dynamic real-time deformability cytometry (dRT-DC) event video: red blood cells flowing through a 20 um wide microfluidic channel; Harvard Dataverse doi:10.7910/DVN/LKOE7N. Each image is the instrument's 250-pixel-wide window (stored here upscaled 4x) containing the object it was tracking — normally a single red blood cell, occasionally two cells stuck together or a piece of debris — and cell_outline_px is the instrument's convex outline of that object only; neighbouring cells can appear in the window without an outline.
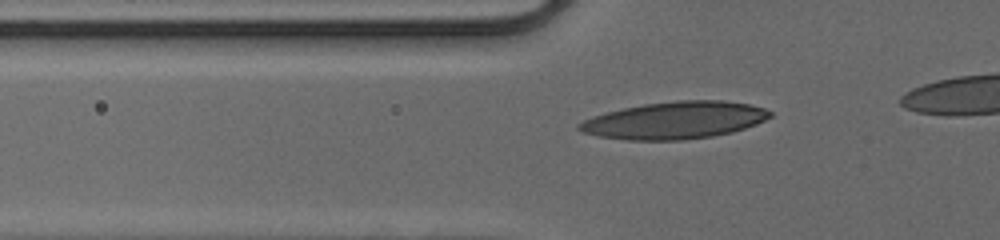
{"species": "human", "species_latin": "Homo sapiens", "temperature_condition": "cold", "stored_images_in_passage": 33, "camera_frame_rate_fps": 3000, "um_per_image_px": 0.085, "donor": {"sex": "male"}, "frame": {"image": 1, "passage_image": 6, "time_ms": 1.667, "image_size_px": [1000, 240], "cell_outline_px": [[772, 116], [756, 124], [732, 132], [712, 136], [684, 140], [628, 140], [600, 136], [584, 132], [576, 128], [576, 124], [592, 116], [624, 108], [644, 104], [676, 100], [720, 100], [748, 104], [764, 108], [772, 112]], "centroid_in_image_um": [57.35, 10.22], "position_along_channel_um": 68.4, "area_um2": 41.21}}
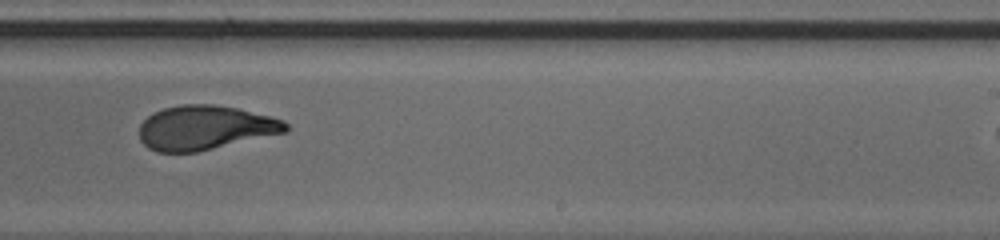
{"frame": {"image": 2, "passage_image": 21, "time_ms": 6.667, "image_size_px": [1000, 240], "cell_outline_px": [[288, 132], [196, 152], [156, 152], [148, 148], [140, 140], [140, 124], [148, 116], [164, 108], [180, 104], [212, 104], [236, 108], [284, 120], [288, 124]], "centroid_in_image_um": [17.43, 10.86], "position_along_channel_um": 271.6, "area_um2": 37.69}}
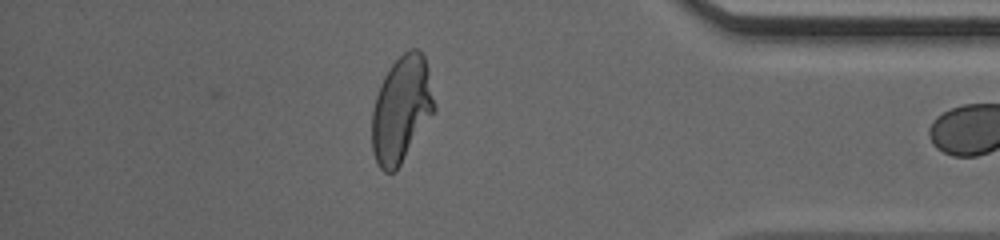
{"frame": {"image": 3, "passage_image": 32, "time_ms": 10.333, "image_size_px": [1000, 240], "cell_outline_px": [[436, 108], [396, 172], [384, 172], [380, 168], [372, 152], [372, 112], [376, 96], [380, 84], [388, 68], [404, 52], [412, 48], [416, 48], [424, 56], [428, 68]], "centroid_in_image_um": [34.11, 9.3], "position_along_channel_um": 401.1, "area_um2": 38.44}}